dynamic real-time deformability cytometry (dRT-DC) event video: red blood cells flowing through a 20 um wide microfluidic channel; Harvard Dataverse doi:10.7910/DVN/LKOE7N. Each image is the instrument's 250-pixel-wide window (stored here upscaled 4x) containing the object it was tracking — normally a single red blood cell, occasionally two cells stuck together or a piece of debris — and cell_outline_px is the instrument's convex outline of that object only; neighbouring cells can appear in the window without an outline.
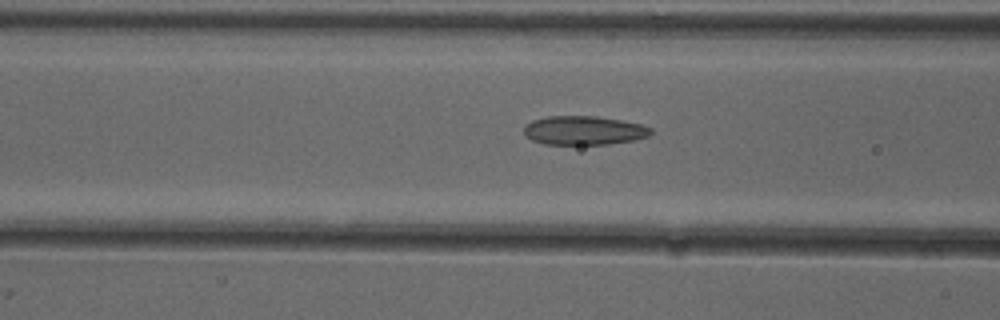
{"species": "common noctule bat (a hibernating species)", "species_latin": "Nyctalus noctula", "temperature_condition": "cold", "stored_images_in_passage": 14, "camera_frame_rate_fps": 3000, "um_per_image_px": 0.085, "animal": {"sex": "female"}, "frame": {"image": 1, "passage_image": 5, "time_ms": 1.333, "image_size_px": [1000, 320], "cell_outline_px": [[652, 132], [648, 136], [636, 140], [608, 144], [544, 144], [532, 140], [524, 132], [524, 124], [532, 120], [548, 116], [596, 116], [620, 120], [640, 124], [652, 128]], "centroid_in_image_um": [49.63, 11.08], "position_along_channel_um": 117.0, "area_um2": 21.39}}
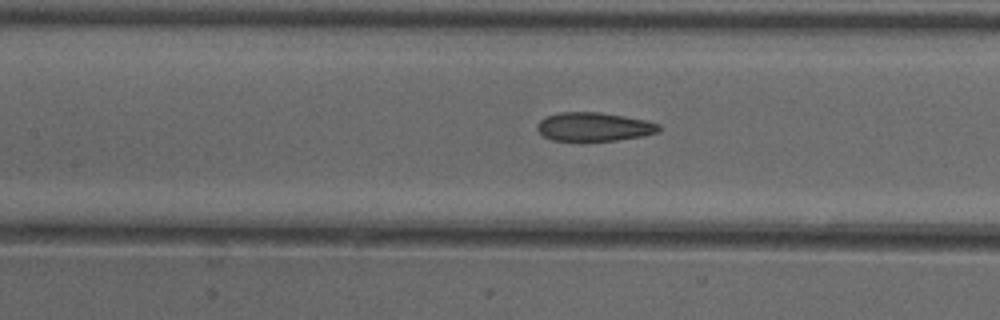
{"frame": {"image": 2, "passage_image": 8, "time_ms": 2.333, "image_size_px": [1000, 320], "cell_outline_px": [[660, 132], [644, 136], [616, 140], [584, 144], [552, 140], [544, 136], [536, 128], [536, 124], [544, 116], [560, 112], [600, 112], [624, 116], [644, 120], [660, 124]], "centroid_in_image_um": [50.45, 10.82], "position_along_channel_um": 157.0, "area_um2": 21.27}}
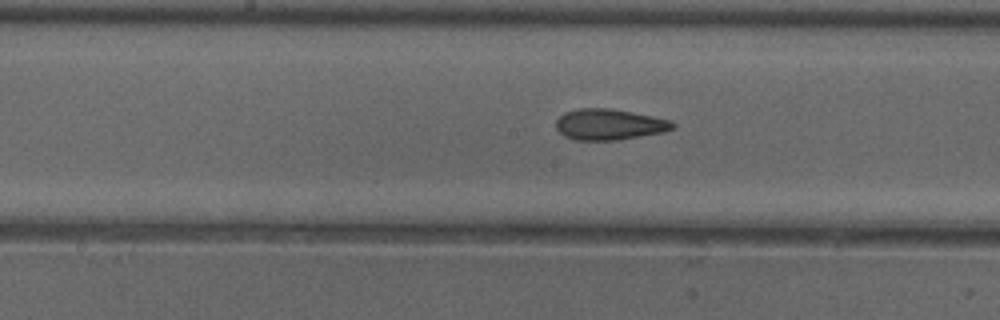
{"frame": {"image": 3, "passage_image": 11, "time_ms": 3.333, "image_size_px": [1000, 320], "cell_outline_px": [[676, 128], [664, 132], [620, 140], [576, 140], [564, 136], [556, 128], [556, 120], [564, 112], [576, 108], [612, 108], [672, 120], [676, 124]], "centroid_in_image_um": [51.81, 10.57], "position_along_channel_um": 196.4, "area_um2": 21.33}}